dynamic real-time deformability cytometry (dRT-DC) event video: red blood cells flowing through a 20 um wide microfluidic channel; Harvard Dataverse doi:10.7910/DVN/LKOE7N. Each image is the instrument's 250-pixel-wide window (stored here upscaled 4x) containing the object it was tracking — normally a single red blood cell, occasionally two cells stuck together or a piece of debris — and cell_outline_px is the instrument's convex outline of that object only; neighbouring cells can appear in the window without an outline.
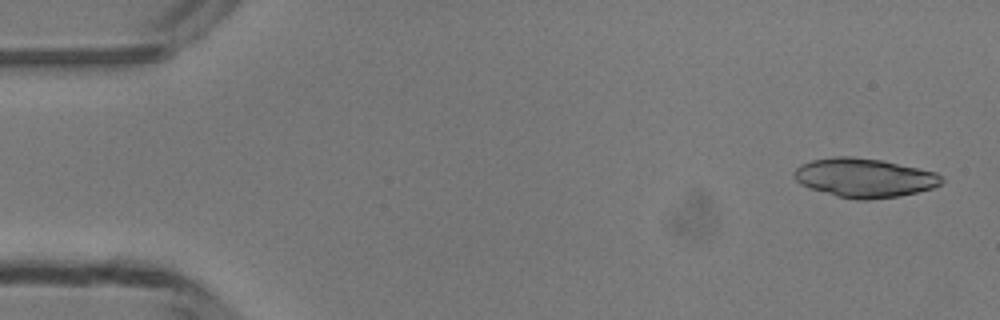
{"species": "common noctule bat (a hibernating species)", "species_latin": "Nyctalus noctula", "temperature_condition": "room temperature", "stored_images_in_passage": 35, "camera_frame_rate_fps": 3000, "um_per_image_px": 0.085, "animal": {"sex": "male", "body_mass_g": 13.3}, "frame": {"image": 1, "passage_image": 2, "time_ms": 0.333, "image_size_px": [1000, 320], "cell_outline_px": [[944, 180], [940, 184], [932, 188], [900, 196], [868, 200], [856, 200], [836, 196], [808, 188], [800, 184], [796, 180], [792, 172], [800, 164], [812, 160], [836, 156], [852, 156], [884, 160], [936, 172]], "centroid_in_image_um": [73.44, 15.11], "position_along_channel_um": 11.6, "area_um2": 33.81}}
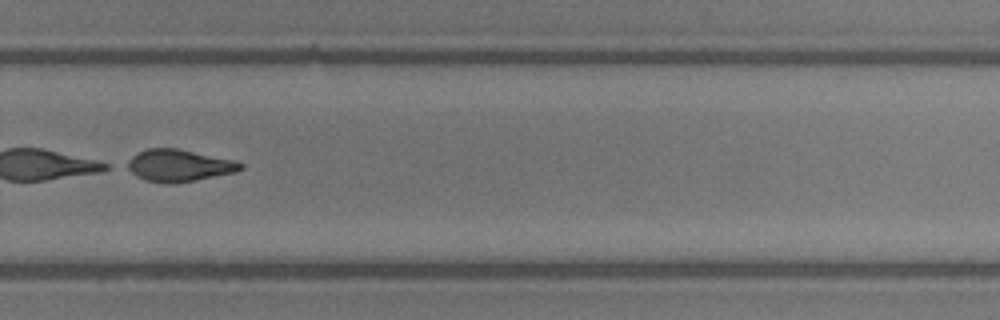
{"frame": {"image": 2, "passage_image": 33, "time_ms": 10.667, "image_size_px": [1000, 320], "cell_outline_px": [[244, 168], [236, 172], [196, 180], [172, 184], [168, 184], [144, 180], [136, 176], [124, 168], [120, 164], [132, 156], [148, 148], [176, 148], [236, 160], [244, 164]], "centroid_in_image_um": [15.15, 14.07], "position_along_channel_um": 314.6, "area_um2": 21.62}}